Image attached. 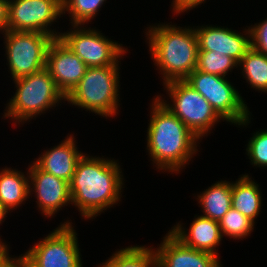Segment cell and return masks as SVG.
Wrapping results in <instances>:
<instances>
[{
  "mask_svg": "<svg viewBox=\"0 0 267 267\" xmlns=\"http://www.w3.org/2000/svg\"><path fill=\"white\" fill-rule=\"evenodd\" d=\"M119 163L111 159L83 155L69 183L71 200L89 219L120 200L123 185Z\"/></svg>",
  "mask_w": 267,
  "mask_h": 267,
  "instance_id": "6da1fadb",
  "label": "cell"
},
{
  "mask_svg": "<svg viewBox=\"0 0 267 267\" xmlns=\"http://www.w3.org/2000/svg\"><path fill=\"white\" fill-rule=\"evenodd\" d=\"M153 101L147 150L159 170L179 173L198 151L199 138L157 97Z\"/></svg>",
  "mask_w": 267,
  "mask_h": 267,
  "instance_id": "7a4b0ae2",
  "label": "cell"
},
{
  "mask_svg": "<svg viewBox=\"0 0 267 267\" xmlns=\"http://www.w3.org/2000/svg\"><path fill=\"white\" fill-rule=\"evenodd\" d=\"M154 63L163 75V83L185 80L195 69L199 52L193 28L159 24L146 33Z\"/></svg>",
  "mask_w": 267,
  "mask_h": 267,
  "instance_id": "3957f363",
  "label": "cell"
},
{
  "mask_svg": "<svg viewBox=\"0 0 267 267\" xmlns=\"http://www.w3.org/2000/svg\"><path fill=\"white\" fill-rule=\"evenodd\" d=\"M88 67L65 101L103 117L115 116L119 101V65Z\"/></svg>",
  "mask_w": 267,
  "mask_h": 267,
  "instance_id": "277c9868",
  "label": "cell"
},
{
  "mask_svg": "<svg viewBox=\"0 0 267 267\" xmlns=\"http://www.w3.org/2000/svg\"><path fill=\"white\" fill-rule=\"evenodd\" d=\"M13 81L17 90L3 116L14 119L15 122L29 121L56 106V103L66 100L46 68Z\"/></svg>",
  "mask_w": 267,
  "mask_h": 267,
  "instance_id": "5b68a950",
  "label": "cell"
},
{
  "mask_svg": "<svg viewBox=\"0 0 267 267\" xmlns=\"http://www.w3.org/2000/svg\"><path fill=\"white\" fill-rule=\"evenodd\" d=\"M164 85L173 103L167 104L161 96L156 97L199 139L222 119L210 103L185 80H173Z\"/></svg>",
  "mask_w": 267,
  "mask_h": 267,
  "instance_id": "8992f818",
  "label": "cell"
},
{
  "mask_svg": "<svg viewBox=\"0 0 267 267\" xmlns=\"http://www.w3.org/2000/svg\"><path fill=\"white\" fill-rule=\"evenodd\" d=\"M226 79L195 69L185 81L210 103L222 120L246 126L250 123V111L236 88Z\"/></svg>",
  "mask_w": 267,
  "mask_h": 267,
  "instance_id": "52a82bcc",
  "label": "cell"
},
{
  "mask_svg": "<svg viewBox=\"0 0 267 267\" xmlns=\"http://www.w3.org/2000/svg\"><path fill=\"white\" fill-rule=\"evenodd\" d=\"M76 235L66 221L20 257L30 267H83Z\"/></svg>",
  "mask_w": 267,
  "mask_h": 267,
  "instance_id": "ba28073f",
  "label": "cell"
},
{
  "mask_svg": "<svg viewBox=\"0 0 267 267\" xmlns=\"http://www.w3.org/2000/svg\"><path fill=\"white\" fill-rule=\"evenodd\" d=\"M6 57L13 80L46 68V53L54 39L39 32L9 31L4 33Z\"/></svg>",
  "mask_w": 267,
  "mask_h": 267,
  "instance_id": "9c48e42d",
  "label": "cell"
},
{
  "mask_svg": "<svg viewBox=\"0 0 267 267\" xmlns=\"http://www.w3.org/2000/svg\"><path fill=\"white\" fill-rule=\"evenodd\" d=\"M73 28L70 32H59V38L81 58L87 67L114 65L120 60V56L122 58L126 53L122 45L109 40L97 30L90 28L86 30L81 25H73Z\"/></svg>",
  "mask_w": 267,
  "mask_h": 267,
  "instance_id": "30bf717a",
  "label": "cell"
},
{
  "mask_svg": "<svg viewBox=\"0 0 267 267\" xmlns=\"http://www.w3.org/2000/svg\"><path fill=\"white\" fill-rule=\"evenodd\" d=\"M61 15L62 0H8L7 30L39 32L59 38L60 34L48 26Z\"/></svg>",
  "mask_w": 267,
  "mask_h": 267,
  "instance_id": "8fae6325",
  "label": "cell"
},
{
  "mask_svg": "<svg viewBox=\"0 0 267 267\" xmlns=\"http://www.w3.org/2000/svg\"><path fill=\"white\" fill-rule=\"evenodd\" d=\"M88 67L60 38H54L46 53V69L67 97L78 85Z\"/></svg>",
  "mask_w": 267,
  "mask_h": 267,
  "instance_id": "7c38bea8",
  "label": "cell"
},
{
  "mask_svg": "<svg viewBox=\"0 0 267 267\" xmlns=\"http://www.w3.org/2000/svg\"><path fill=\"white\" fill-rule=\"evenodd\" d=\"M28 169L30 195L35 190L37 205L46 217L72 203L69 182L44 172L34 162Z\"/></svg>",
  "mask_w": 267,
  "mask_h": 267,
  "instance_id": "4fadbf2b",
  "label": "cell"
},
{
  "mask_svg": "<svg viewBox=\"0 0 267 267\" xmlns=\"http://www.w3.org/2000/svg\"><path fill=\"white\" fill-rule=\"evenodd\" d=\"M195 31L198 37L199 51H216V53L230 56L237 63L251 48L249 28L246 29L244 36L231 29L218 26H202L195 28Z\"/></svg>",
  "mask_w": 267,
  "mask_h": 267,
  "instance_id": "5bb4252c",
  "label": "cell"
},
{
  "mask_svg": "<svg viewBox=\"0 0 267 267\" xmlns=\"http://www.w3.org/2000/svg\"><path fill=\"white\" fill-rule=\"evenodd\" d=\"M155 252L159 267H221L218 256L185 246L170 231Z\"/></svg>",
  "mask_w": 267,
  "mask_h": 267,
  "instance_id": "9a60e30c",
  "label": "cell"
},
{
  "mask_svg": "<svg viewBox=\"0 0 267 267\" xmlns=\"http://www.w3.org/2000/svg\"><path fill=\"white\" fill-rule=\"evenodd\" d=\"M84 154L79 153L72 135L61 144L45 151L34 163L44 172L70 183L78 161Z\"/></svg>",
  "mask_w": 267,
  "mask_h": 267,
  "instance_id": "2e32d148",
  "label": "cell"
},
{
  "mask_svg": "<svg viewBox=\"0 0 267 267\" xmlns=\"http://www.w3.org/2000/svg\"><path fill=\"white\" fill-rule=\"evenodd\" d=\"M188 230L178 223L170 232L185 246L218 256L215 248L222 240L219 221L201 215L194 219Z\"/></svg>",
  "mask_w": 267,
  "mask_h": 267,
  "instance_id": "e0dca14e",
  "label": "cell"
},
{
  "mask_svg": "<svg viewBox=\"0 0 267 267\" xmlns=\"http://www.w3.org/2000/svg\"><path fill=\"white\" fill-rule=\"evenodd\" d=\"M4 168L0 171V203L10 212L30 196L29 176Z\"/></svg>",
  "mask_w": 267,
  "mask_h": 267,
  "instance_id": "ac0fdd59",
  "label": "cell"
},
{
  "mask_svg": "<svg viewBox=\"0 0 267 267\" xmlns=\"http://www.w3.org/2000/svg\"><path fill=\"white\" fill-rule=\"evenodd\" d=\"M258 187V184L246 174L232 183V208L241 212L253 223L261 211L262 204L261 191Z\"/></svg>",
  "mask_w": 267,
  "mask_h": 267,
  "instance_id": "d6986e66",
  "label": "cell"
},
{
  "mask_svg": "<svg viewBox=\"0 0 267 267\" xmlns=\"http://www.w3.org/2000/svg\"><path fill=\"white\" fill-rule=\"evenodd\" d=\"M202 207V216L219 221L232 207V183L218 181L197 198Z\"/></svg>",
  "mask_w": 267,
  "mask_h": 267,
  "instance_id": "ffe728a7",
  "label": "cell"
},
{
  "mask_svg": "<svg viewBox=\"0 0 267 267\" xmlns=\"http://www.w3.org/2000/svg\"><path fill=\"white\" fill-rule=\"evenodd\" d=\"M99 267H159L155 249L131 246L115 252Z\"/></svg>",
  "mask_w": 267,
  "mask_h": 267,
  "instance_id": "44dd1931",
  "label": "cell"
},
{
  "mask_svg": "<svg viewBox=\"0 0 267 267\" xmlns=\"http://www.w3.org/2000/svg\"><path fill=\"white\" fill-rule=\"evenodd\" d=\"M238 66L242 67L247 83L255 90L267 91V56L250 48L241 58Z\"/></svg>",
  "mask_w": 267,
  "mask_h": 267,
  "instance_id": "7402d4cb",
  "label": "cell"
},
{
  "mask_svg": "<svg viewBox=\"0 0 267 267\" xmlns=\"http://www.w3.org/2000/svg\"><path fill=\"white\" fill-rule=\"evenodd\" d=\"M238 67V63L230 56L216 51H199L196 70L225 77L229 70Z\"/></svg>",
  "mask_w": 267,
  "mask_h": 267,
  "instance_id": "603a6c76",
  "label": "cell"
},
{
  "mask_svg": "<svg viewBox=\"0 0 267 267\" xmlns=\"http://www.w3.org/2000/svg\"><path fill=\"white\" fill-rule=\"evenodd\" d=\"M219 226L222 238L225 235L233 239L246 238L254 229V223L232 207L219 220Z\"/></svg>",
  "mask_w": 267,
  "mask_h": 267,
  "instance_id": "cb8c5ba5",
  "label": "cell"
},
{
  "mask_svg": "<svg viewBox=\"0 0 267 267\" xmlns=\"http://www.w3.org/2000/svg\"><path fill=\"white\" fill-rule=\"evenodd\" d=\"M106 0H62V14L67 11L73 25H84L99 11Z\"/></svg>",
  "mask_w": 267,
  "mask_h": 267,
  "instance_id": "d4e9b609",
  "label": "cell"
},
{
  "mask_svg": "<svg viewBox=\"0 0 267 267\" xmlns=\"http://www.w3.org/2000/svg\"><path fill=\"white\" fill-rule=\"evenodd\" d=\"M249 140L246 151L252 164L257 167L267 166V130L256 132Z\"/></svg>",
  "mask_w": 267,
  "mask_h": 267,
  "instance_id": "484cf974",
  "label": "cell"
},
{
  "mask_svg": "<svg viewBox=\"0 0 267 267\" xmlns=\"http://www.w3.org/2000/svg\"><path fill=\"white\" fill-rule=\"evenodd\" d=\"M249 29L251 47L267 56V18Z\"/></svg>",
  "mask_w": 267,
  "mask_h": 267,
  "instance_id": "4316f807",
  "label": "cell"
},
{
  "mask_svg": "<svg viewBox=\"0 0 267 267\" xmlns=\"http://www.w3.org/2000/svg\"><path fill=\"white\" fill-rule=\"evenodd\" d=\"M205 0H173V11L177 13H182L187 10H191L194 7L202 4Z\"/></svg>",
  "mask_w": 267,
  "mask_h": 267,
  "instance_id": "83f0119b",
  "label": "cell"
},
{
  "mask_svg": "<svg viewBox=\"0 0 267 267\" xmlns=\"http://www.w3.org/2000/svg\"><path fill=\"white\" fill-rule=\"evenodd\" d=\"M8 27V0H0V31L5 33Z\"/></svg>",
  "mask_w": 267,
  "mask_h": 267,
  "instance_id": "f1b7e54d",
  "label": "cell"
},
{
  "mask_svg": "<svg viewBox=\"0 0 267 267\" xmlns=\"http://www.w3.org/2000/svg\"><path fill=\"white\" fill-rule=\"evenodd\" d=\"M8 247L0 240V267H8L16 258L9 257Z\"/></svg>",
  "mask_w": 267,
  "mask_h": 267,
  "instance_id": "f546056e",
  "label": "cell"
},
{
  "mask_svg": "<svg viewBox=\"0 0 267 267\" xmlns=\"http://www.w3.org/2000/svg\"><path fill=\"white\" fill-rule=\"evenodd\" d=\"M8 267H29V265L19 256Z\"/></svg>",
  "mask_w": 267,
  "mask_h": 267,
  "instance_id": "4dcf8cb0",
  "label": "cell"
},
{
  "mask_svg": "<svg viewBox=\"0 0 267 267\" xmlns=\"http://www.w3.org/2000/svg\"><path fill=\"white\" fill-rule=\"evenodd\" d=\"M6 214H8V210L0 203V224L4 222Z\"/></svg>",
  "mask_w": 267,
  "mask_h": 267,
  "instance_id": "1f68e13d",
  "label": "cell"
}]
</instances>
